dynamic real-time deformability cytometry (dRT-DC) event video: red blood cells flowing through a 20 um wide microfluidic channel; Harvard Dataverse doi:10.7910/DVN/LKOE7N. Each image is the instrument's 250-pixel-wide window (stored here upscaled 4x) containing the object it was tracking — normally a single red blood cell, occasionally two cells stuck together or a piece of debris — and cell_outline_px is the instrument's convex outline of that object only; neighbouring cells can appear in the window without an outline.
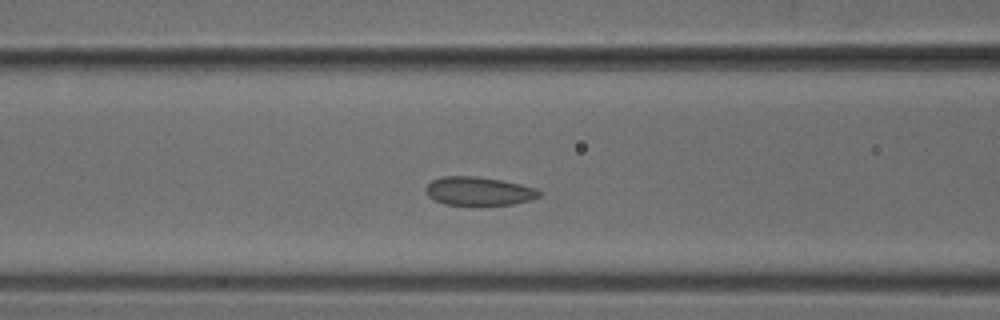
{"species": "common noctule bat (a hibernating species)", "species_latin": "Nyctalus noctula", "temperature_condition": "cold", "stored_images_in_passage": 49, "camera_frame_rate_fps": 3000, "um_per_image_px": 0.085, "animal": {"sex": "male", "body_mass_g": 18.8}, "frame": {"image": 1, "passage_image": 17, "time_ms": 5.333, "image_size_px": [1000, 320], "cell_outline_px": [[544, 192], [540, 196], [532, 200], [512, 204], [444, 204], [428, 196], [424, 192], [424, 188], [432, 180], [444, 176], [476, 176], [504, 180], [536, 188]], "centroid_in_image_um": [40.72, 16.23], "position_along_channel_um": 125.9, "area_um2": 18.9}}
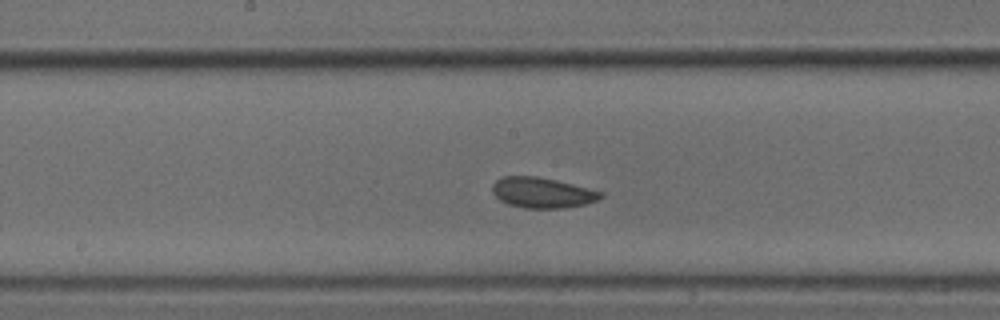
{"frame": {"image": 2, "passage_image": 23, "time_ms": 7.333, "image_size_px": [1000, 320], "cell_outline_px": [[604, 196], [596, 200], [584, 204], [564, 208], [524, 208], [508, 204], [500, 200], [492, 192], [492, 184], [496, 180], [504, 176], [536, 176], [556, 180], [604, 192]], "centroid_in_image_um": [46.08, 16.37], "position_along_channel_um": 202.1, "area_um2": 19.19}}
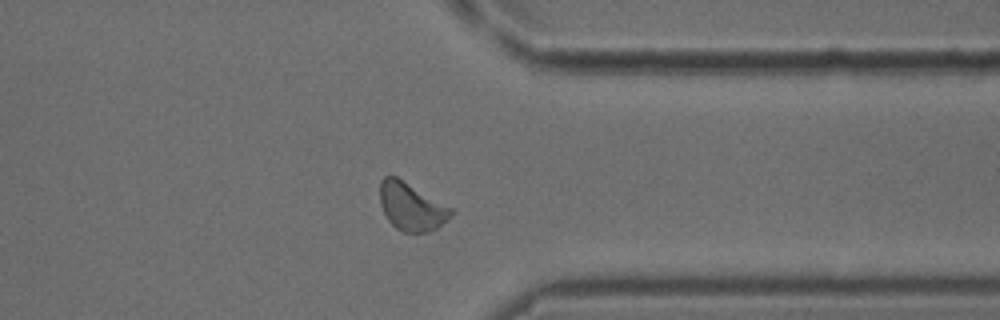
{"frame": {"image": 3, "passage_image": 37, "time_ms": 12.0, "image_size_px": [1000, 320], "cell_outline_px": [[452, 212], [448, 220], [436, 228], [428, 232], [400, 232], [388, 220], [380, 204], [380, 180], [384, 176], [396, 176], [452, 208]], "centroid_in_image_um": [34.94, 17.57], "position_along_channel_um": 376.5, "area_um2": 19.65}}